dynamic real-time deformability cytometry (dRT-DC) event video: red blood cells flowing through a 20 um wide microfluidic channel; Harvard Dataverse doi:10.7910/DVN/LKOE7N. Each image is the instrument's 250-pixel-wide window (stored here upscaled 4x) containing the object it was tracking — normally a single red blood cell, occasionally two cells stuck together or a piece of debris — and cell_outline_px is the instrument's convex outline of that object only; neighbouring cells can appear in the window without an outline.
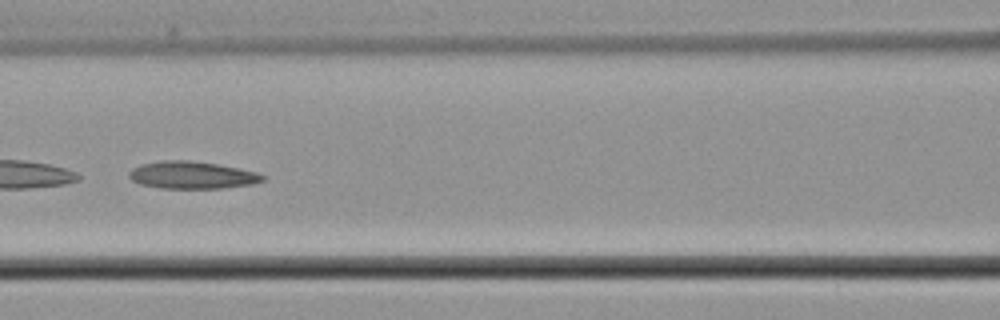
{"species": "common noctule bat (a hibernating species)", "species_latin": "Nyctalus noctula", "temperature_condition": "cold", "stored_images_in_passage": 43, "camera_frame_rate_fps": 3000, "um_per_image_px": 0.085, "animal": {"sex": "male", "body_mass_g": 21.5, "forearm_length_mm": 52.0}, "frame": {"image": 1, "passage_image": 13, "time_ms": 4.0, "image_size_px": [1000, 320], "cell_outline_px": [[264, 180], [252, 184], [224, 188], [160, 188], [140, 184], [132, 180], [128, 176], [128, 172], [132, 168], [140, 164], [160, 160], [188, 160], [220, 164], [240, 168], [256, 172], [264, 176]], "centroid_in_image_um": [16.29, 14.87], "position_along_channel_um": 150.3, "area_um2": 21.44}}
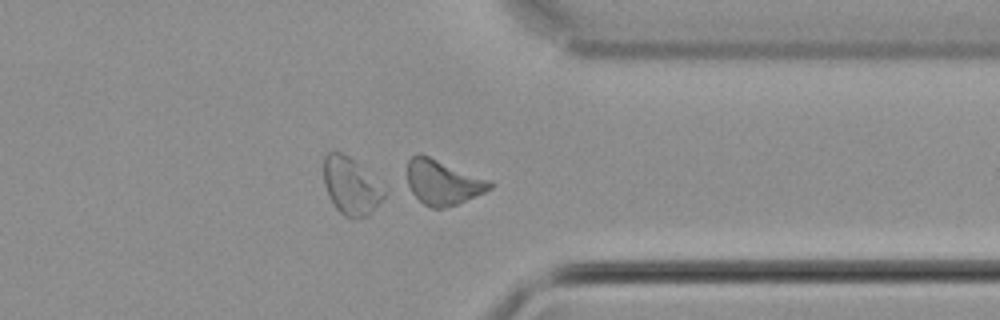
{"frame": {"image": 2, "passage_image": 31, "time_ms": 10.0, "image_size_px": [1000, 320], "cell_outline_px": [[492, 188], [484, 192], [456, 204], [444, 208], [432, 208], [424, 204], [412, 192], [408, 184], [408, 160], [412, 156], [420, 152], [488, 180], [492, 184]], "centroid_in_image_um": [37.6, 15.48], "position_along_channel_um": 373.8, "area_um2": 21.15}}